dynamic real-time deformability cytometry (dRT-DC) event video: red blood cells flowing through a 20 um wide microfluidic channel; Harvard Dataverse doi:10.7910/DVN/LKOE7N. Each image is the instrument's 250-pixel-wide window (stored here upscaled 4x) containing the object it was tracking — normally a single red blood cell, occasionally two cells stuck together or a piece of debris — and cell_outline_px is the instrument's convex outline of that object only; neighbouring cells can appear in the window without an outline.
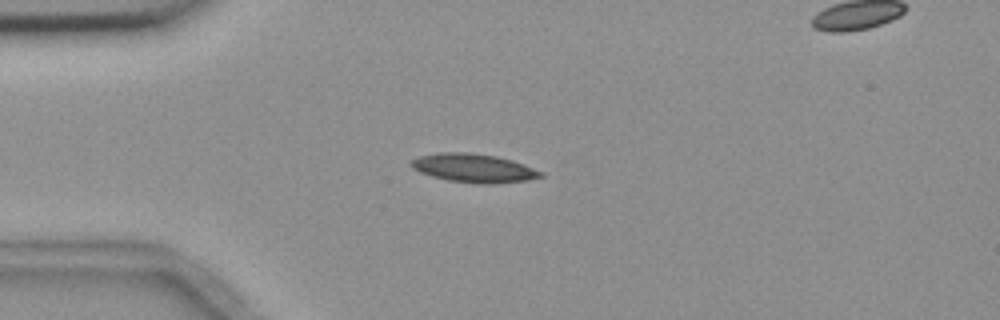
{"species": "common noctule bat (a hibernating species)", "species_latin": "Nyctalus noctula", "temperature_condition": "room temperature", "stored_images_in_passage": 3, "camera_frame_rate_fps": 3000, "um_per_image_px": 0.085, "animal": {"sex": "female", "body_mass_g": 18.4}, "frame": {"image": 1, "passage_image": 1, "time_ms": 0.0, "image_size_px": [1000, 320], "cell_outline_px": [[544, 176], [524, 180], [492, 184], [480, 184], [448, 180], [432, 176], [420, 172], [412, 168], [412, 160], [420, 156], [440, 152], [468, 152], [496, 156], [512, 160], [524, 164], [544, 172]], "centroid_in_image_um": [40.29, 14.28], "position_along_channel_um": 44.7, "area_um2": 21.44}}